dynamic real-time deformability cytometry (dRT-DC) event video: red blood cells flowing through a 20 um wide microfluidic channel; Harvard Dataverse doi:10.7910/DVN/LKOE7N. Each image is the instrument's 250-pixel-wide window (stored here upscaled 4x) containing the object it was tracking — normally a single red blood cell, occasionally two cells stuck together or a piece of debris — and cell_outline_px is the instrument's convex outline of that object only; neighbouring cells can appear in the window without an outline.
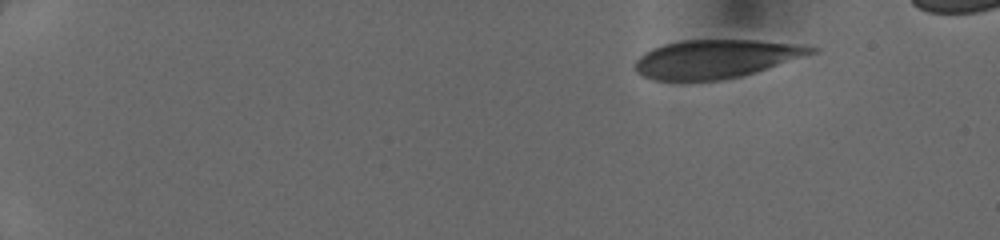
{"species": "human", "species_latin": "Homo sapiens", "temperature_condition": "cold", "stored_images_in_passage": 43, "camera_frame_rate_fps": 3000, "um_per_image_px": 0.085, "donor": {"sex": "female"}, "frame": {"image": 1, "passage_image": 1, "time_ms": 0.0, "image_size_px": [1000, 240], "cell_outline_px": [[816, 52], [756, 72], [740, 76], [720, 80], [652, 80], [636, 72], [632, 68], [632, 64], [644, 52], [652, 48], [664, 44], [680, 40], [756, 40], [792, 44], [816, 48]], "centroid_in_image_um": [60.74, 5.01], "position_along_channel_um": 24.3, "area_um2": 39.19}}
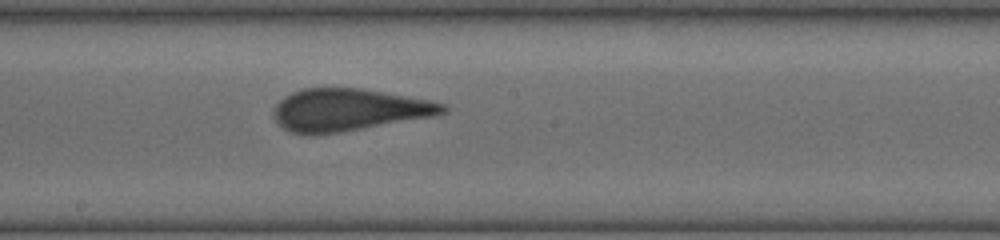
{"frame": {"image": 2, "passage_image": 24, "time_ms": 7.667, "image_size_px": [1000, 240], "cell_outline_px": [[448, 112], [432, 116], [336, 132], [292, 132], [276, 124], [272, 116], [272, 112], [276, 104], [284, 96], [292, 92], [304, 88], [360, 88], [428, 100], [444, 104], [448, 108]], "centroid_in_image_um": [29.59, 9.3], "position_along_channel_um": 218.6, "area_um2": 40.63}}
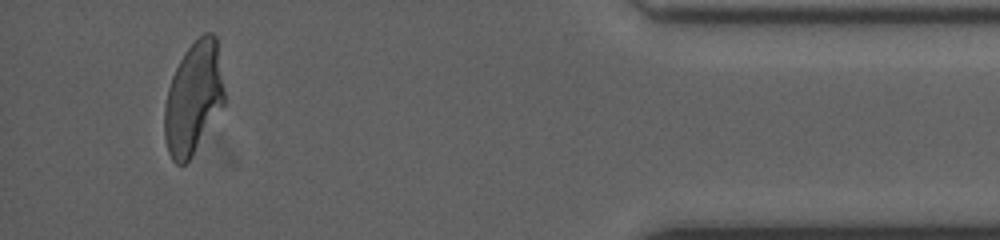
{"frame": {"image": 3, "passage_image": 41, "time_ms": 13.333, "image_size_px": [1000, 240], "cell_outline_px": [[224, 104], [188, 160], [184, 164], [176, 164], [172, 160], [168, 152], [164, 140], [164, 104], [168, 88], [172, 76], [184, 52], [204, 32], [212, 32], [216, 36], [224, 92]], "centroid_in_image_um": [16.41, 8.33], "position_along_channel_um": 418.8, "area_um2": 38.61}}